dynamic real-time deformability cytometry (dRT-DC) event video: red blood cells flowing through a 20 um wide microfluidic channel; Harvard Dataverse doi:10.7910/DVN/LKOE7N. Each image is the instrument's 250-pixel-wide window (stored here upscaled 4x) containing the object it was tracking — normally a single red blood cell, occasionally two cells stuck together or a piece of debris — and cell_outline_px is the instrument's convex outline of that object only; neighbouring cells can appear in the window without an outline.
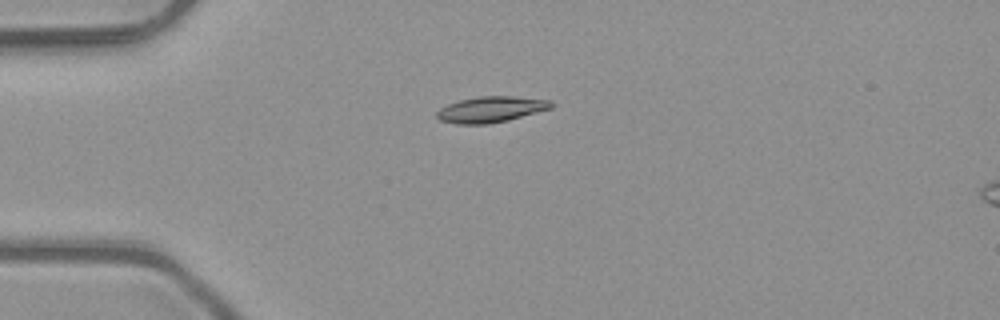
{"species": "common noctule bat (a hibernating species)", "species_latin": "Nyctalus noctula", "temperature_condition": "room temperature", "stored_images_in_passage": 2, "camera_frame_rate_fps": 3000, "um_per_image_px": 0.085, "animal": {"sex": "male", "body_mass_g": 23.1, "forearm_length_mm": 52.7}, "frame": {"image": 1, "passage_image": 1, "time_ms": 0.0, "image_size_px": [1000, 320], "cell_outline_px": [[552, 108], [508, 120], [488, 124], [456, 124], [440, 120], [436, 116], [436, 112], [440, 108], [448, 104], [460, 100], [480, 96], [512, 96], [552, 100]], "centroid_in_image_um": [41.72, 9.3], "position_along_channel_um": 43.3, "area_um2": 17.22}}